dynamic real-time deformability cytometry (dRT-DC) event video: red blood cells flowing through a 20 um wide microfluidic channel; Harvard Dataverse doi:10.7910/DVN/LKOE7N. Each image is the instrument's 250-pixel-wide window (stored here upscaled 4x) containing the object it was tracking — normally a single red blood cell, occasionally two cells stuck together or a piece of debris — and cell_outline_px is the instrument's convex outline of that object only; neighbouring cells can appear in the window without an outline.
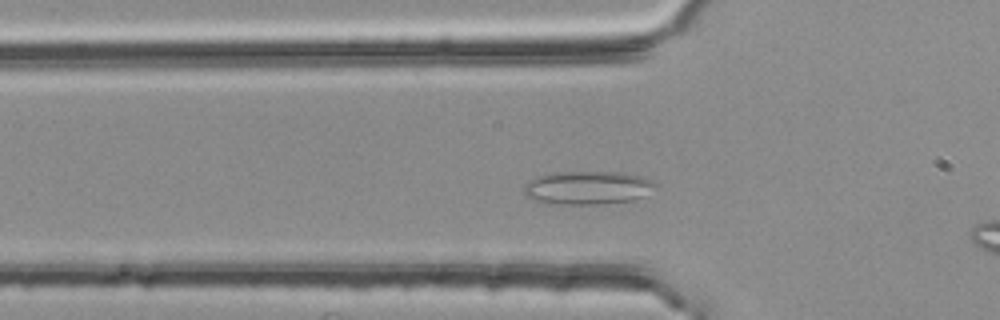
{"species": "common noctule bat (a hibernating species)", "species_latin": "Nyctalus noctula", "temperature_condition": "room temperature", "stored_images_in_passage": 37, "camera_frame_rate_fps": 3000, "um_per_image_px": 0.085, "animal": {"sex": "female", "body_mass_g": 25.1}, "frame": {"image": 1, "passage_image": 5, "time_ms": 1.333, "image_size_px": [1000, 320], "cell_outline_px": [[660, 188], [636, 200], [596, 204], [560, 204], [536, 200], [528, 196], [524, 192], [524, 184], [536, 176], [560, 172], [624, 172], [644, 176], [660, 184]], "centroid_in_image_um": [50.08, 15.94], "position_along_channel_um": 75.7, "area_um2": 25.89}}
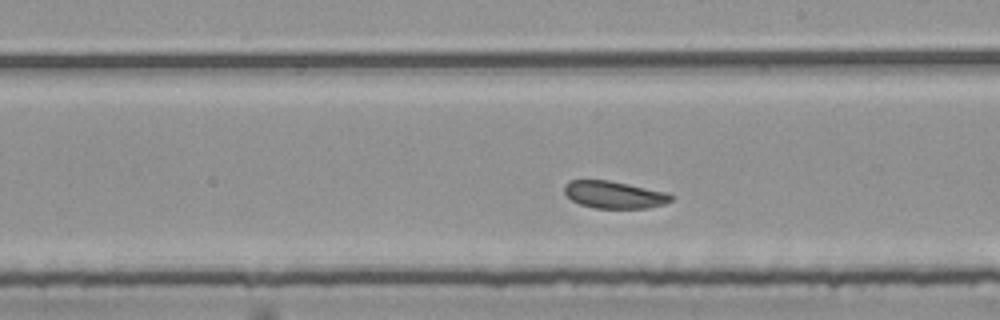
{"frame": {"image": 2, "passage_image": 18, "time_ms": 5.667, "image_size_px": [1000, 320], "cell_outline_px": [[676, 196], [672, 200], [664, 204], [648, 208], [596, 208], [580, 204], [572, 200], [564, 192], [564, 184], [568, 180], [608, 180], [668, 192]], "centroid_in_image_um": [52.23, 16.54], "position_along_channel_um": 236.8, "area_um2": 17.05}}
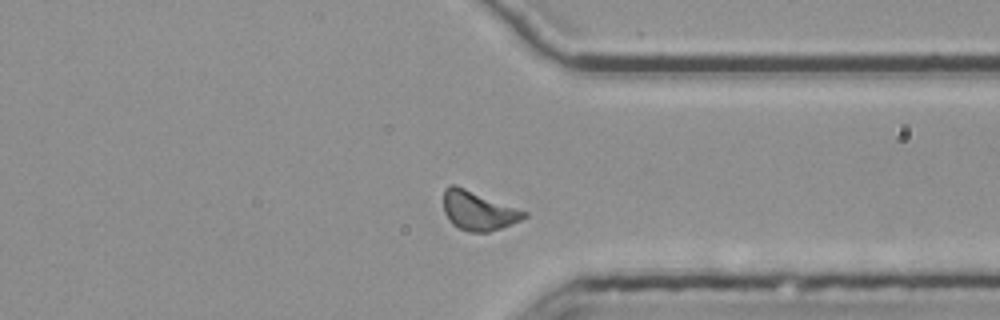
{"frame": {"image": 3, "passage_image": 29, "time_ms": 9.333, "image_size_px": [1000, 320], "cell_outline_px": [[528, 216], [512, 224], [488, 232], [468, 232], [452, 224], [448, 220], [444, 212], [444, 188], [452, 184], [456, 184], [528, 212]], "centroid_in_image_um": [40.64, 17.9], "position_along_channel_um": 370.8, "area_um2": 18.44}, "authors_computed_cell_mechanics": {"area_um2": 17.8024, "velocity_mm_per_s": 3.7137, "shape_relaxation_time_tau1_ms": null, "shape_relaxation_time_tau2_ms": 2.6611, "deformation_change_tau1": null, "deformation_change_tau2": 0.0937}}